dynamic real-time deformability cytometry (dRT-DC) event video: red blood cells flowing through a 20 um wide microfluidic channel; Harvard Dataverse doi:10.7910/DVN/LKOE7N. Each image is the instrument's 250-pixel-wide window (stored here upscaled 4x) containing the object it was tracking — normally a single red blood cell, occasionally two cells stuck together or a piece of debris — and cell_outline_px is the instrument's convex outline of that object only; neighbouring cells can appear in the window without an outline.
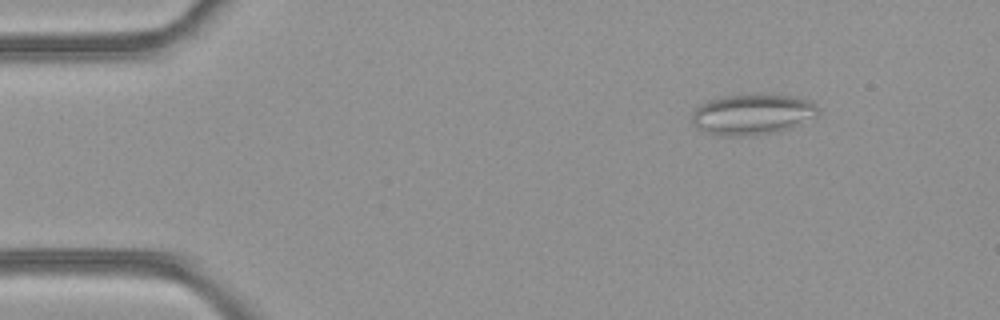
{"species": "common noctule bat (a hibernating species)", "species_latin": "Nyctalus noctula", "temperature_condition": "room temperature", "stored_images_in_passage": 48, "camera_frame_rate_fps": 3000, "um_per_image_px": 0.085, "animal": {"sex": "female", "body_mass_g": 21.9}, "frame": {"image": 1, "passage_image": 5, "time_ms": 1.333, "image_size_px": [1000, 320], "cell_outline_px": [[820, 108], [812, 116], [780, 132], [732, 136], [720, 136], [708, 132], [692, 124], [692, 112], [696, 108], [708, 100], [720, 96], [792, 96], [808, 100], [816, 104]], "centroid_in_image_um": [63.89, 9.73], "position_along_channel_um": 21.1, "area_um2": 28.9}}
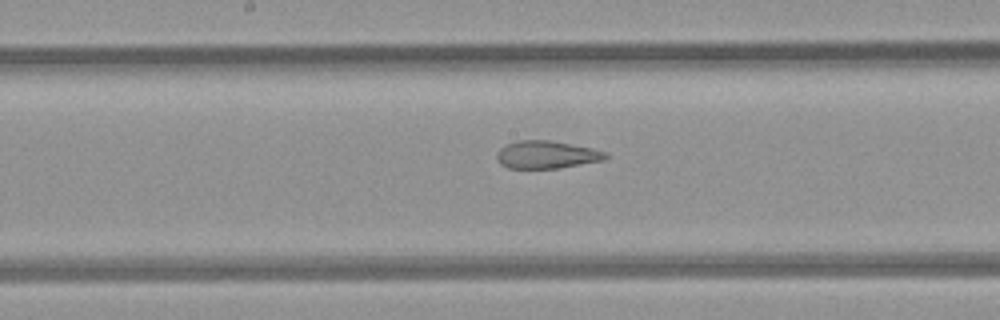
{"frame": {"image": 2, "passage_image": 24, "time_ms": 7.667, "image_size_px": [1000, 320], "cell_outline_px": [[608, 160], [560, 168], [508, 168], [500, 164], [496, 160], [496, 152], [504, 144], [516, 140], [548, 140], [592, 148], [608, 152]], "centroid_in_image_um": [46.46, 13.15], "position_along_channel_um": 201.7, "area_um2": 17.92}}
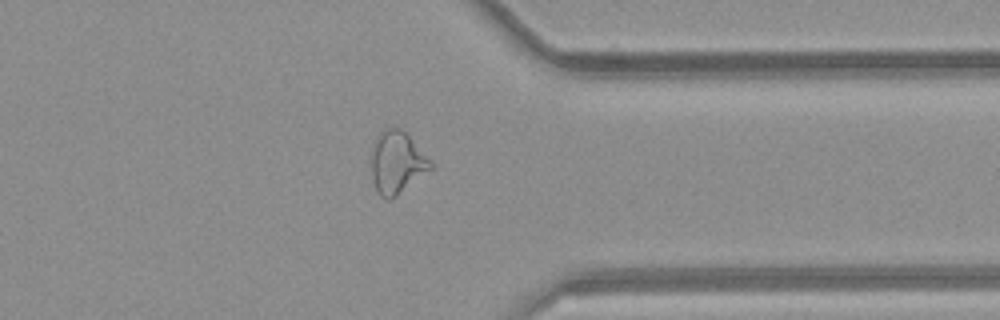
{"frame": {"image": 3, "passage_image": 37, "time_ms": 12.0, "image_size_px": [1000, 320], "cell_outline_px": [[432, 168], [396, 196], [388, 200], [384, 200], [380, 196], [372, 180], [372, 144], [376, 136], [388, 124], [392, 124], [400, 128], [432, 160]], "centroid_in_image_um": [33.71, 13.77], "position_along_channel_um": 377.7, "area_um2": 21.68}, "authors_computed_cell_mechanics": {"area_um2": 23.0911, "velocity_mm_per_s": 4.2144, "shape_relaxation_time_tau1_ms": null, "shape_relaxation_time_tau2_ms": 1.9592, "deformation_change_tau1": null, "deformation_change_tau2": 0.1078}}